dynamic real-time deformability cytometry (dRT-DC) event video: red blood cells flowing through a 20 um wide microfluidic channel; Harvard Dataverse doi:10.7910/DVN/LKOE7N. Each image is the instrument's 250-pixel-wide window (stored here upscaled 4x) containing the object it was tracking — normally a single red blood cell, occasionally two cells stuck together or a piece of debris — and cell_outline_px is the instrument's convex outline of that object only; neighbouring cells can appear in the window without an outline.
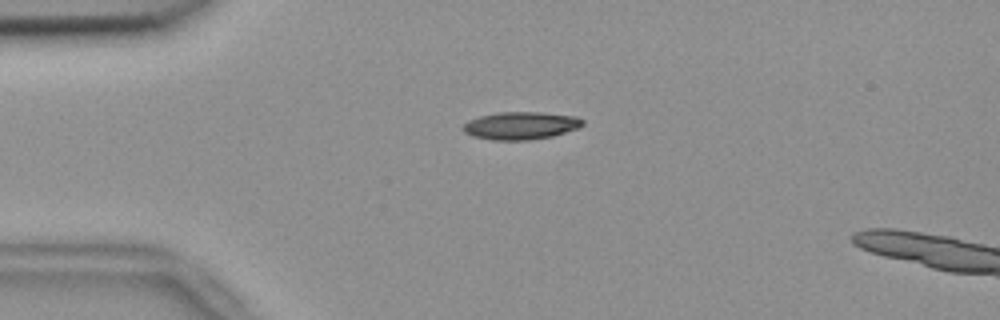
{"species": "common noctule bat (a hibernating species)", "species_latin": "Nyctalus noctula", "temperature_condition": "room temperature", "stored_images_in_passage": 52, "camera_frame_rate_fps": 3000, "um_per_image_px": 0.085, "animal": {"sex": "female", "body_mass_g": 18.4}, "frame": {"image": 1, "passage_image": 11, "time_ms": 3.333, "image_size_px": [1000, 320], "cell_outline_px": [[584, 124], [580, 128], [552, 136], [528, 140], [492, 140], [472, 136], [464, 132], [460, 128], [468, 120], [480, 116], [500, 112], [540, 112], [576, 116], [584, 120]], "centroid_in_image_um": [44.26, 10.68], "position_along_channel_um": 40.7, "area_um2": 19.42}}
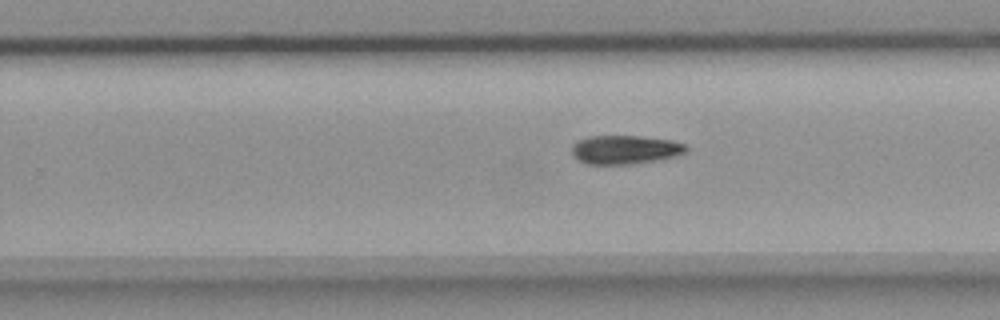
{"frame": {"image": 2, "passage_image": 32, "time_ms": 10.333, "image_size_px": [1000, 320], "cell_outline_px": [[688, 148], [684, 152], [676, 156], [656, 160], [632, 164], [588, 164], [580, 160], [572, 152], [572, 144], [576, 140], [588, 136], [636, 136], [672, 140], [684, 144]], "centroid_in_image_um": [53.11, 12.71], "position_along_channel_um": 276.7, "area_um2": 19.02}}
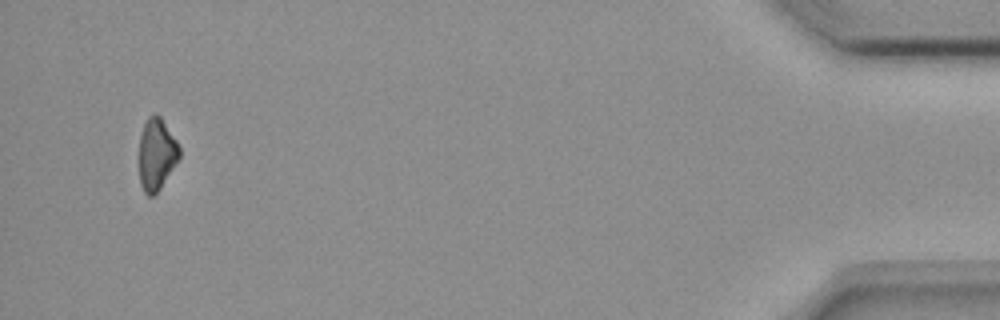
{"frame": {"image": 3, "passage_image": 50, "time_ms": 16.333, "image_size_px": [1000, 320], "cell_outline_px": [[180, 160], [160, 188], [152, 196], [148, 196], [144, 192], [140, 184], [140, 136], [144, 124], [148, 116], [156, 112], [160, 116], [176, 140], [180, 148]], "centroid_in_image_um": [13.33, 13.1], "position_along_channel_um": 421.9, "area_um2": 16.88}, "authors_computed_cell_mechanics": {"area_um2": 18.5538, "velocity_mm_per_s": 3.7501, "shape_relaxation_time_tau1_ms": 5.604, "shape_relaxation_time_tau2_ms": null, "deformation_change_tau1": 0.1246, "deformation_change_tau2": null}}